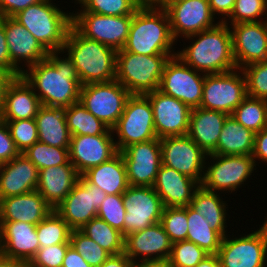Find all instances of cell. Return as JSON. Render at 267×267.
<instances>
[{
    "instance_id": "cell-1",
    "label": "cell",
    "mask_w": 267,
    "mask_h": 267,
    "mask_svg": "<svg viewBox=\"0 0 267 267\" xmlns=\"http://www.w3.org/2000/svg\"><path fill=\"white\" fill-rule=\"evenodd\" d=\"M60 54H64L63 51L48 52L46 59L26 68L21 76L32 87L41 105L67 108L79 102L82 84L73 62Z\"/></svg>"
},
{
    "instance_id": "cell-2",
    "label": "cell",
    "mask_w": 267,
    "mask_h": 267,
    "mask_svg": "<svg viewBox=\"0 0 267 267\" xmlns=\"http://www.w3.org/2000/svg\"><path fill=\"white\" fill-rule=\"evenodd\" d=\"M184 38L192 42L176 55L194 70L221 74L237 69L231 30L225 22Z\"/></svg>"
},
{
    "instance_id": "cell-3",
    "label": "cell",
    "mask_w": 267,
    "mask_h": 267,
    "mask_svg": "<svg viewBox=\"0 0 267 267\" xmlns=\"http://www.w3.org/2000/svg\"><path fill=\"white\" fill-rule=\"evenodd\" d=\"M74 64L82 85L116 79V50L70 27L62 49ZM65 51V52H64Z\"/></svg>"
},
{
    "instance_id": "cell-4",
    "label": "cell",
    "mask_w": 267,
    "mask_h": 267,
    "mask_svg": "<svg viewBox=\"0 0 267 267\" xmlns=\"http://www.w3.org/2000/svg\"><path fill=\"white\" fill-rule=\"evenodd\" d=\"M165 10L140 6L133 14L124 50L141 55H176ZM173 51V52H172Z\"/></svg>"
},
{
    "instance_id": "cell-5",
    "label": "cell",
    "mask_w": 267,
    "mask_h": 267,
    "mask_svg": "<svg viewBox=\"0 0 267 267\" xmlns=\"http://www.w3.org/2000/svg\"><path fill=\"white\" fill-rule=\"evenodd\" d=\"M52 0H41L13 16L48 51H62L72 26V12H64ZM58 7V8H57Z\"/></svg>"
},
{
    "instance_id": "cell-6",
    "label": "cell",
    "mask_w": 267,
    "mask_h": 267,
    "mask_svg": "<svg viewBox=\"0 0 267 267\" xmlns=\"http://www.w3.org/2000/svg\"><path fill=\"white\" fill-rule=\"evenodd\" d=\"M174 55H141L124 49L116 52V80L131 94L145 95L159 89L163 69Z\"/></svg>"
},
{
    "instance_id": "cell-7",
    "label": "cell",
    "mask_w": 267,
    "mask_h": 267,
    "mask_svg": "<svg viewBox=\"0 0 267 267\" xmlns=\"http://www.w3.org/2000/svg\"><path fill=\"white\" fill-rule=\"evenodd\" d=\"M112 132L117 139L115 144L118 152L131 144L158 138L149 98L146 95L131 94Z\"/></svg>"
},
{
    "instance_id": "cell-8",
    "label": "cell",
    "mask_w": 267,
    "mask_h": 267,
    "mask_svg": "<svg viewBox=\"0 0 267 267\" xmlns=\"http://www.w3.org/2000/svg\"><path fill=\"white\" fill-rule=\"evenodd\" d=\"M209 162H205V173L202 186L214 192L222 191L230 194L242 188L246 180L256 170L252 155H217L207 154ZM243 184V185H242Z\"/></svg>"
},
{
    "instance_id": "cell-9",
    "label": "cell",
    "mask_w": 267,
    "mask_h": 267,
    "mask_svg": "<svg viewBox=\"0 0 267 267\" xmlns=\"http://www.w3.org/2000/svg\"><path fill=\"white\" fill-rule=\"evenodd\" d=\"M131 93L116 79L81 86L79 102L96 118L112 129L124 112Z\"/></svg>"
},
{
    "instance_id": "cell-10",
    "label": "cell",
    "mask_w": 267,
    "mask_h": 267,
    "mask_svg": "<svg viewBox=\"0 0 267 267\" xmlns=\"http://www.w3.org/2000/svg\"><path fill=\"white\" fill-rule=\"evenodd\" d=\"M228 235L222 238L217 254L222 267H266L267 220L247 235L232 239Z\"/></svg>"
},
{
    "instance_id": "cell-11",
    "label": "cell",
    "mask_w": 267,
    "mask_h": 267,
    "mask_svg": "<svg viewBox=\"0 0 267 267\" xmlns=\"http://www.w3.org/2000/svg\"><path fill=\"white\" fill-rule=\"evenodd\" d=\"M133 15L111 16L88 11L72 12V26L84 37L110 46L124 48Z\"/></svg>"
},
{
    "instance_id": "cell-12",
    "label": "cell",
    "mask_w": 267,
    "mask_h": 267,
    "mask_svg": "<svg viewBox=\"0 0 267 267\" xmlns=\"http://www.w3.org/2000/svg\"><path fill=\"white\" fill-rule=\"evenodd\" d=\"M198 72L174 55L165 63L158 90L180 100L191 109L198 108L205 79V74Z\"/></svg>"
},
{
    "instance_id": "cell-13",
    "label": "cell",
    "mask_w": 267,
    "mask_h": 267,
    "mask_svg": "<svg viewBox=\"0 0 267 267\" xmlns=\"http://www.w3.org/2000/svg\"><path fill=\"white\" fill-rule=\"evenodd\" d=\"M246 96V79L241 69L205 74L200 107L232 115Z\"/></svg>"
},
{
    "instance_id": "cell-14",
    "label": "cell",
    "mask_w": 267,
    "mask_h": 267,
    "mask_svg": "<svg viewBox=\"0 0 267 267\" xmlns=\"http://www.w3.org/2000/svg\"><path fill=\"white\" fill-rule=\"evenodd\" d=\"M122 198L126 211L124 237L161 221L164 206L153 187L129 185Z\"/></svg>"
},
{
    "instance_id": "cell-15",
    "label": "cell",
    "mask_w": 267,
    "mask_h": 267,
    "mask_svg": "<svg viewBox=\"0 0 267 267\" xmlns=\"http://www.w3.org/2000/svg\"><path fill=\"white\" fill-rule=\"evenodd\" d=\"M162 165L175 169L202 184L205 153L188 135L160 139Z\"/></svg>"
},
{
    "instance_id": "cell-16",
    "label": "cell",
    "mask_w": 267,
    "mask_h": 267,
    "mask_svg": "<svg viewBox=\"0 0 267 267\" xmlns=\"http://www.w3.org/2000/svg\"><path fill=\"white\" fill-rule=\"evenodd\" d=\"M107 194L89 184L82 176L72 191L54 209L72 230H79L94 217Z\"/></svg>"
},
{
    "instance_id": "cell-17",
    "label": "cell",
    "mask_w": 267,
    "mask_h": 267,
    "mask_svg": "<svg viewBox=\"0 0 267 267\" xmlns=\"http://www.w3.org/2000/svg\"><path fill=\"white\" fill-rule=\"evenodd\" d=\"M131 186H151L162 164L160 139L134 143L121 151Z\"/></svg>"
},
{
    "instance_id": "cell-18",
    "label": "cell",
    "mask_w": 267,
    "mask_h": 267,
    "mask_svg": "<svg viewBox=\"0 0 267 267\" xmlns=\"http://www.w3.org/2000/svg\"><path fill=\"white\" fill-rule=\"evenodd\" d=\"M145 95L152 106L155 131L159 139L188 134L192 111L189 106L158 89Z\"/></svg>"
},
{
    "instance_id": "cell-19",
    "label": "cell",
    "mask_w": 267,
    "mask_h": 267,
    "mask_svg": "<svg viewBox=\"0 0 267 267\" xmlns=\"http://www.w3.org/2000/svg\"><path fill=\"white\" fill-rule=\"evenodd\" d=\"M170 30L174 40L187 37L216 26L208 0H182L168 7ZM216 21V22H215Z\"/></svg>"
},
{
    "instance_id": "cell-20",
    "label": "cell",
    "mask_w": 267,
    "mask_h": 267,
    "mask_svg": "<svg viewBox=\"0 0 267 267\" xmlns=\"http://www.w3.org/2000/svg\"><path fill=\"white\" fill-rule=\"evenodd\" d=\"M112 129L101 135L71 136L69 160L77 172L82 175L89 168L110 160L117 153Z\"/></svg>"
},
{
    "instance_id": "cell-21",
    "label": "cell",
    "mask_w": 267,
    "mask_h": 267,
    "mask_svg": "<svg viewBox=\"0 0 267 267\" xmlns=\"http://www.w3.org/2000/svg\"><path fill=\"white\" fill-rule=\"evenodd\" d=\"M233 55L238 69L251 63L267 61V19L229 26Z\"/></svg>"
},
{
    "instance_id": "cell-22",
    "label": "cell",
    "mask_w": 267,
    "mask_h": 267,
    "mask_svg": "<svg viewBox=\"0 0 267 267\" xmlns=\"http://www.w3.org/2000/svg\"><path fill=\"white\" fill-rule=\"evenodd\" d=\"M4 29L11 64L20 73L25 70L24 65L29 68L47 58L48 51L16 19L4 17Z\"/></svg>"
},
{
    "instance_id": "cell-23",
    "label": "cell",
    "mask_w": 267,
    "mask_h": 267,
    "mask_svg": "<svg viewBox=\"0 0 267 267\" xmlns=\"http://www.w3.org/2000/svg\"><path fill=\"white\" fill-rule=\"evenodd\" d=\"M172 244L159 222L125 236L124 253L132 262L139 261V259L168 261Z\"/></svg>"
},
{
    "instance_id": "cell-24",
    "label": "cell",
    "mask_w": 267,
    "mask_h": 267,
    "mask_svg": "<svg viewBox=\"0 0 267 267\" xmlns=\"http://www.w3.org/2000/svg\"><path fill=\"white\" fill-rule=\"evenodd\" d=\"M40 248L36 225L20 221H0V254L26 264Z\"/></svg>"
},
{
    "instance_id": "cell-25",
    "label": "cell",
    "mask_w": 267,
    "mask_h": 267,
    "mask_svg": "<svg viewBox=\"0 0 267 267\" xmlns=\"http://www.w3.org/2000/svg\"><path fill=\"white\" fill-rule=\"evenodd\" d=\"M199 186L196 180L162 164L153 184L164 207L190 206L193 194Z\"/></svg>"
},
{
    "instance_id": "cell-26",
    "label": "cell",
    "mask_w": 267,
    "mask_h": 267,
    "mask_svg": "<svg viewBox=\"0 0 267 267\" xmlns=\"http://www.w3.org/2000/svg\"><path fill=\"white\" fill-rule=\"evenodd\" d=\"M39 169L22 153L0 165V198L36 190Z\"/></svg>"
},
{
    "instance_id": "cell-27",
    "label": "cell",
    "mask_w": 267,
    "mask_h": 267,
    "mask_svg": "<svg viewBox=\"0 0 267 267\" xmlns=\"http://www.w3.org/2000/svg\"><path fill=\"white\" fill-rule=\"evenodd\" d=\"M53 210L37 190L0 198V221H20L37 225Z\"/></svg>"
},
{
    "instance_id": "cell-28",
    "label": "cell",
    "mask_w": 267,
    "mask_h": 267,
    "mask_svg": "<svg viewBox=\"0 0 267 267\" xmlns=\"http://www.w3.org/2000/svg\"><path fill=\"white\" fill-rule=\"evenodd\" d=\"M80 176L70 161L64 165L44 168L39 170L36 190L55 209L72 191Z\"/></svg>"
},
{
    "instance_id": "cell-29",
    "label": "cell",
    "mask_w": 267,
    "mask_h": 267,
    "mask_svg": "<svg viewBox=\"0 0 267 267\" xmlns=\"http://www.w3.org/2000/svg\"><path fill=\"white\" fill-rule=\"evenodd\" d=\"M40 106V100L32 87L22 76H18L7 87L0 119L3 121L35 119Z\"/></svg>"
},
{
    "instance_id": "cell-30",
    "label": "cell",
    "mask_w": 267,
    "mask_h": 267,
    "mask_svg": "<svg viewBox=\"0 0 267 267\" xmlns=\"http://www.w3.org/2000/svg\"><path fill=\"white\" fill-rule=\"evenodd\" d=\"M229 115L220 111L194 108L190 114L188 136L207 154L218 144L224 122Z\"/></svg>"
},
{
    "instance_id": "cell-31",
    "label": "cell",
    "mask_w": 267,
    "mask_h": 267,
    "mask_svg": "<svg viewBox=\"0 0 267 267\" xmlns=\"http://www.w3.org/2000/svg\"><path fill=\"white\" fill-rule=\"evenodd\" d=\"M89 184L99 187L107 195L123 194L128 188L126 166L121 152L81 175Z\"/></svg>"
},
{
    "instance_id": "cell-32",
    "label": "cell",
    "mask_w": 267,
    "mask_h": 267,
    "mask_svg": "<svg viewBox=\"0 0 267 267\" xmlns=\"http://www.w3.org/2000/svg\"><path fill=\"white\" fill-rule=\"evenodd\" d=\"M38 141L55 147H69L71 134L64 108L41 105L35 116Z\"/></svg>"
},
{
    "instance_id": "cell-33",
    "label": "cell",
    "mask_w": 267,
    "mask_h": 267,
    "mask_svg": "<svg viewBox=\"0 0 267 267\" xmlns=\"http://www.w3.org/2000/svg\"><path fill=\"white\" fill-rule=\"evenodd\" d=\"M220 195V192L209 191L200 185L193 194L190 207L204 216L211 228L224 237L227 235L228 203Z\"/></svg>"
},
{
    "instance_id": "cell-34",
    "label": "cell",
    "mask_w": 267,
    "mask_h": 267,
    "mask_svg": "<svg viewBox=\"0 0 267 267\" xmlns=\"http://www.w3.org/2000/svg\"><path fill=\"white\" fill-rule=\"evenodd\" d=\"M255 133L238 123L231 115L224 122L217 148L211 154L252 155Z\"/></svg>"
},
{
    "instance_id": "cell-35",
    "label": "cell",
    "mask_w": 267,
    "mask_h": 267,
    "mask_svg": "<svg viewBox=\"0 0 267 267\" xmlns=\"http://www.w3.org/2000/svg\"><path fill=\"white\" fill-rule=\"evenodd\" d=\"M187 239L204 249L209 254H218L222 236L211 228L207 219L187 206Z\"/></svg>"
},
{
    "instance_id": "cell-36",
    "label": "cell",
    "mask_w": 267,
    "mask_h": 267,
    "mask_svg": "<svg viewBox=\"0 0 267 267\" xmlns=\"http://www.w3.org/2000/svg\"><path fill=\"white\" fill-rule=\"evenodd\" d=\"M79 230L99 244L110 255L124 252L125 237L122 232L111 227L99 217H94Z\"/></svg>"
},
{
    "instance_id": "cell-37",
    "label": "cell",
    "mask_w": 267,
    "mask_h": 267,
    "mask_svg": "<svg viewBox=\"0 0 267 267\" xmlns=\"http://www.w3.org/2000/svg\"><path fill=\"white\" fill-rule=\"evenodd\" d=\"M68 130L71 136L101 135L109 128L92 115L80 102L64 108Z\"/></svg>"
},
{
    "instance_id": "cell-38",
    "label": "cell",
    "mask_w": 267,
    "mask_h": 267,
    "mask_svg": "<svg viewBox=\"0 0 267 267\" xmlns=\"http://www.w3.org/2000/svg\"><path fill=\"white\" fill-rule=\"evenodd\" d=\"M231 116L256 134L267 127V100L247 95Z\"/></svg>"
},
{
    "instance_id": "cell-39",
    "label": "cell",
    "mask_w": 267,
    "mask_h": 267,
    "mask_svg": "<svg viewBox=\"0 0 267 267\" xmlns=\"http://www.w3.org/2000/svg\"><path fill=\"white\" fill-rule=\"evenodd\" d=\"M71 231L66 221L55 210L36 225L40 247L70 243Z\"/></svg>"
},
{
    "instance_id": "cell-40",
    "label": "cell",
    "mask_w": 267,
    "mask_h": 267,
    "mask_svg": "<svg viewBox=\"0 0 267 267\" xmlns=\"http://www.w3.org/2000/svg\"><path fill=\"white\" fill-rule=\"evenodd\" d=\"M39 170L67 164L69 147L49 146L43 142H36L22 152Z\"/></svg>"
},
{
    "instance_id": "cell-41",
    "label": "cell",
    "mask_w": 267,
    "mask_h": 267,
    "mask_svg": "<svg viewBox=\"0 0 267 267\" xmlns=\"http://www.w3.org/2000/svg\"><path fill=\"white\" fill-rule=\"evenodd\" d=\"M82 9L101 15L123 16L133 15L140 7L134 0H80Z\"/></svg>"
},
{
    "instance_id": "cell-42",
    "label": "cell",
    "mask_w": 267,
    "mask_h": 267,
    "mask_svg": "<svg viewBox=\"0 0 267 267\" xmlns=\"http://www.w3.org/2000/svg\"><path fill=\"white\" fill-rule=\"evenodd\" d=\"M70 245L92 267H100L110 254L92 239L88 238L80 230H72Z\"/></svg>"
},
{
    "instance_id": "cell-43",
    "label": "cell",
    "mask_w": 267,
    "mask_h": 267,
    "mask_svg": "<svg viewBox=\"0 0 267 267\" xmlns=\"http://www.w3.org/2000/svg\"><path fill=\"white\" fill-rule=\"evenodd\" d=\"M160 223L172 243L187 239V206L164 207Z\"/></svg>"
},
{
    "instance_id": "cell-44",
    "label": "cell",
    "mask_w": 267,
    "mask_h": 267,
    "mask_svg": "<svg viewBox=\"0 0 267 267\" xmlns=\"http://www.w3.org/2000/svg\"><path fill=\"white\" fill-rule=\"evenodd\" d=\"M208 255L209 253L195 243L183 240L172 244L168 262L170 267H195Z\"/></svg>"
},
{
    "instance_id": "cell-45",
    "label": "cell",
    "mask_w": 267,
    "mask_h": 267,
    "mask_svg": "<svg viewBox=\"0 0 267 267\" xmlns=\"http://www.w3.org/2000/svg\"><path fill=\"white\" fill-rule=\"evenodd\" d=\"M262 16L267 17V0H236L234 9L225 23L232 25L260 22L263 20Z\"/></svg>"
},
{
    "instance_id": "cell-46",
    "label": "cell",
    "mask_w": 267,
    "mask_h": 267,
    "mask_svg": "<svg viewBox=\"0 0 267 267\" xmlns=\"http://www.w3.org/2000/svg\"><path fill=\"white\" fill-rule=\"evenodd\" d=\"M241 70L246 79L247 95L267 100V61L251 63Z\"/></svg>"
},
{
    "instance_id": "cell-47",
    "label": "cell",
    "mask_w": 267,
    "mask_h": 267,
    "mask_svg": "<svg viewBox=\"0 0 267 267\" xmlns=\"http://www.w3.org/2000/svg\"><path fill=\"white\" fill-rule=\"evenodd\" d=\"M13 141L20 153L38 142V129L35 119L5 121Z\"/></svg>"
},
{
    "instance_id": "cell-48",
    "label": "cell",
    "mask_w": 267,
    "mask_h": 267,
    "mask_svg": "<svg viewBox=\"0 0 267 267\" xmlns=\"http://www.w3.org/2000/svg\"><path fill=\"white\" fill-rule=\"evenodd\" d=\"M125 207L122 198V194L107 195L98 212L97 217L103 219L111 227L122 232L124 236V217H125Z\"/></svg>"
},
{
    "instance_id": "cell-49",
    "label": "cell",
    "mask_w": 267,
    "mask_h": 267,
    "mask_svg": "<svg viewBox=\"0 0 267 267\" xmlns=\"http://www.w3.org/2000/svg\"><path fill=\"white\" fill-rule=\"evenodd\" d=\"M70 243L40 247L27 264L28 267H62Z\"/></svg>"
},
{
    "instance_id": "cell-50",
    "label": "cell",
    "mask_w": 267,
    "mask_h": 267,
    "mask_svg": "<svg viewBox=\"0 0 267 267\" xmlns=\"http://www.w3.org/2000/svg\"><path fill=\"white\" fill-rule=\"evenodd\" d=\"M19 154L6 122L0 119V165L11 161Z\"/></svg>"
},
{
    "instance_id": "cell-51",
    "label": "cell",
    "mask_w": 267,
    "mask_h": 267,
    "mask_svg": "<svg viewBox=\"0 0 267 267\" xmlns=\"http://www.w3.org/2000/svg\"><path fill=\"white\" fill-rule=\"evenodd\" d=\"M0 70L3 73H9L15 77L21 76V73L11 64L10 61L4 29V17H0Z\"/></svg>"
},
{
    "instance_id": "cell-52",
    "label": "cell",
    "mask_w": 267,
    "mask_h": 267,
    "mask_svg": "<svg viewBox=\"0 0 267 267\" xmlns=\"http://www.w3.org/2000/svg\"><path fill=\"white\" fill-rule=\"evenodd\" d=\"M41 0H0V17H13L28 6Z\"/></svg>"
},
{
    "instance_id": "cell-53",
    "label": "cell",
    "mask_w": 267,
    "mask_h": 267,
    "mask_svg": "<svg viewBox=\"0 0 267 267\" xmlns=\"http://www.w3.org/2000/svg\"><path fill=\"white\" fill-rule=\"evenodd\" d=\"M252 157L256 166L257 160L267 163V127L255 134Z\"/></svg>"
},
{
    "instance_id": "cell-54",
    "label": "cell",
    "mask_w": 267,
    "mask_h": 267,
    "mask_svg": "<svg viewBox=\"0 0 267 267\" xmlns=\"http://www.w3.org/2000/svg\"><path fill=\"white\" fill-rule=\"evenodd\" d=\"M209 1V5L211 8V11L213 13V15L215 16V18H217L216 16L221 15L218 20L219 22H225L227 21V17L229 18L234 6H235V2L236 0H208ZM226 19V20H225Z\"/></svg>"
},
{
    "instance_id": "cell-55",
    "label": "cell",
    "mask_w": 267,
    "mask_h": 267,
    "mask_svg": "<svg viewBox=\"0 0 267 267\" xmlns=\"http://www.w3.org/2000/svg\"><path fill=\"white\" fill-rule=\"evenodd\" d=\"M62 267H92L86 260L70 245L67 248Z\"/></svg>"
},
{
    "instance_id": "cell-56",
    "label": "cell",
    "mask_w": 267,
    "mask_h": 267,
    "mask_svg": "<svg viewBox=\"0 0 267 267\" xmlns=\"http://www.w3.org/2000/svg\"><path fill=\"white\" fill-rule=\"evenodd\" d=\"M100 267H132V261L123 252L117 255H110Z\"/></svg>"
},
{
    "instance_id": "cell-57",
    "label": "cell",
    "mask_w": 267,
    "mask_h": 267,
    "mask_svg": "<svg viewBox=\"0 0 267 267\" xmlns=\"http://www.w3.org/2000/svg\"><path fill=\"white\" fill-rule=\"evenodd\" d=\"M15 78L14 75L9 73H1L0 74V114L5 104V94L7 87L11 83V81Z\"/></svg>"
},
{
    "instance_id": "cell-58",
    "label": "cell",
    "mask_w": 267,
    "mask_h": 267,
    "mask_svg": "<svg viewBox=\"0 0 267 267\" xmlns=\"http://www.w3.org/2000/svg\"><path fill=\"white\" fill-rule=\"evenodd\" d=\"M132 267H170L167 260H139L133 261Z\"/></svg>"
},
{
    "instance_id": "cell-59",
    "label": "cell",
    "mask_w": 267,
    "mask_h": 267,
    "mask_svg": "<svg viewBox=\"0 0 267 267\" xmlns=\"http://www.w3.org/2000/svg\"><path fill=\"white\" fill-rule=\"evenodd\" d=\"M195 267H222L217 254H209L201 260Z\"/></svg>"
},
{
    "instance_id": "cell-60",
    "label": "cell",
    "mask_w": 267,
    "mask_h": 267,
    "mask_svg": "<svg viewBox=\"0 0 267 267\" xmlns=\"http://www.w3.org/2000/svg\"><path fill=\"white\" fill-rule=\"evenodd\" d=\"M182 0H149V7L166 10L168 7Z\"/></svg>"
},
{
    "instance_id": "cell-61",
    "label": "cell",
    "mask_w": 267,
    "mask_h": 267,
    "mask_svg": "<svg viewBox=\"0 0 267 267\" xmlns=\"http://www.w3.org/2000/svg\"><path fill=\"white\" fill-rule=\"evenodd\" d=\"M0 267H28L26 263L0 254Z\"/></svg>"
},
{
    "instance_id": "cell-62",
    "label": "cell",
    "mask_w": 267,
    "mask_h": 267,
    "mask_svg": "<svg viewBox=\"0 0 267 267\" xmlns=\"http://www.w3.org/2000/svg\"><path fill=\"white\" fill-rule=\"evenodd\" d=\"M139 6H148L149 0H134Z\"/></svg>"
},
{
    "instance_id": "cell-63",
    "label": "cell",
    "mask_w": 267,
    "mask_h": 267,
    "mask_svg": "<svg viewBox=\"0 0 267 267\" xmlns=\"http://www.w3.org/2000/svg\"><path fill=\"white\" fill-rule=\"evenodd\" d=\"M79 1H80V0H75L74 2H75V3H76V5H77Z\"/></svg>"
}]
</instances>
